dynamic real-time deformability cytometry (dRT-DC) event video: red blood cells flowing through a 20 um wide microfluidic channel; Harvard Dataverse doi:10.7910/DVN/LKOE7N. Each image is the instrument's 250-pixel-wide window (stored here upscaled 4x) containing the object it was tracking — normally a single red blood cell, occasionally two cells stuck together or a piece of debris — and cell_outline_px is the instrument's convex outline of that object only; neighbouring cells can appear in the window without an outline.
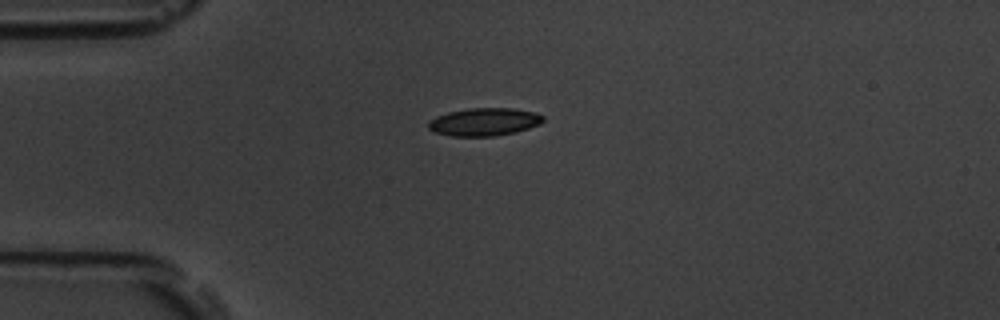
{"species": "common noctule bat (a hibernating species)", "species_latin": "Nyctalus noctula", "temperature_condition": "room temperature", "stored_images_in_passage": 12, "camera_frame_rate_fps": 3000, "um_per_image_px": 0.085, "animal": {"sex": "male", "body_mass_g": 19.5, "forearm_length_mm": 54.6}, "frame": {"image": 1, "passage_image": 1, "time_ms": 0.0, "image_size_px": [1000, 320], "cell_outline_px": [[544, 120], [540, 124], [516, 132], [496, 136], [452, 136], [436, 132], [428, 128], [428, 120], [436, 116], [448, 112], [468, 108], [512, 108], [536, 112], [544, 116]], "centroid_in_image_um": [41.17, 10.35], "position_along_channel_um": 43.8, "area_um2": 18.73}}
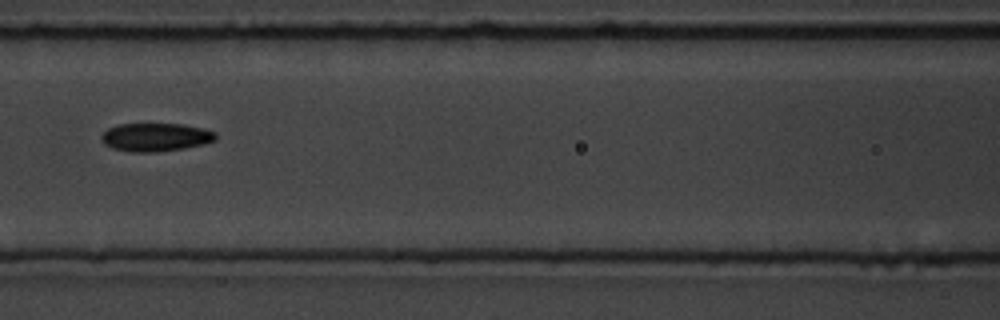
{"frame": {"image": 2, "passage_image": 4, "time_ms": 3.667, "image_size_px": [1000, 320], "cell_outline_px": [[216, 140], [204, 144], [184, 148], [156, 152], [132, 152], [112, 148], [104, 144], [100, 140], [100, 136], [108, 128], [120, 124], [184, 124], [204, 128], [216, 132]], "centroid_in_image_um": [13.23, 11.66], "position_along_channel_um": 153.4, "area_um2": 18.96}}
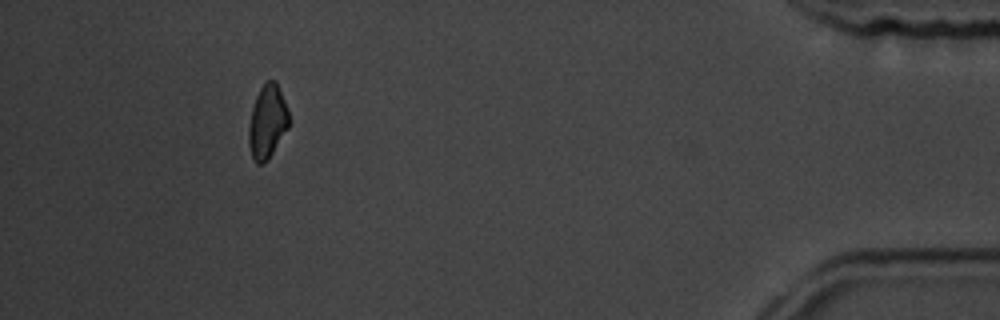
{"frame": {"image": 3, "passage_image": 11, "time_ms": 12.667, "image_size_px": [1000, 320], "cell_outline_px": [[288, 128], [268, 160], [264, 164], [256, 164], [252, 156], [248, 144], [248, 128], [252, 108], [256, 96], [260, 88], [268, 80], [276, 80], [288, 108]], "centroid_in_image_um": [22.72, 10.36], "position_along_channel_um": 412.5, "area_um2": 17.28}, "authors_computed_cell_mechanics": {"area_um2": 18.4671, "velocity_mm_per_s": 3.5749, "shape_relaxation_time_tau1_ms": 3.0637, "shape_relaxation_time_tau2_ms": null, "deformation_change_tau1": 0.0813, "deformation_change_tau2": null}}